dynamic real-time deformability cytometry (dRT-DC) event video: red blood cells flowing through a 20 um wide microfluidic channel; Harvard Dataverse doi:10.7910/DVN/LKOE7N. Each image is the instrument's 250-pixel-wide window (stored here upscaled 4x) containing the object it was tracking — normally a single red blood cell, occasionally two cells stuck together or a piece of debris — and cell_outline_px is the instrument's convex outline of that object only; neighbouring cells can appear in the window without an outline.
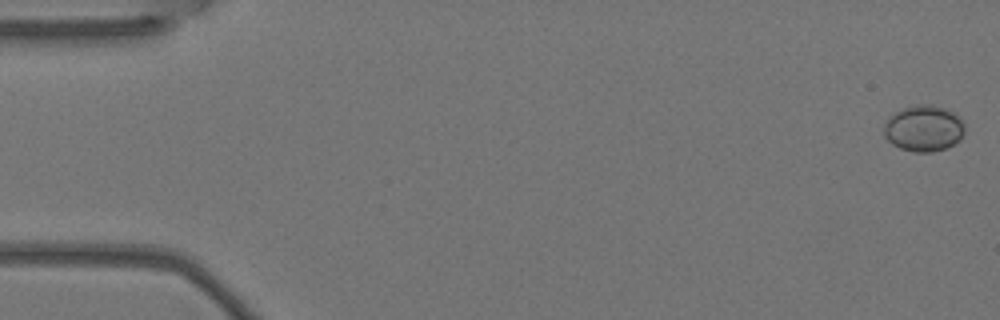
{"species": "Egyptian fruit bat (a non-hibernating species)", "species_latin": "Rousettus aegyptiacus", "temperature_condition": "warm", "stored_images_in_passage": 5, "camera_frame_rate_fps": 3000, "um_per_image_px": 0.085, "animal": {"sex": "female"}, "frame": {"image": 1, "passage_image": 1, "time_ms": 0.0, "image_size_px": [1000, 320], "cell_outline_px": [[964, 132], [960, 140], [944, 148], [932, 152], [912, 152], [900, 148], [892, 144], [884, 136], [884, 124], [888, 116], [900, 108], [916, 104], [932, 104], [956, 112], [960, 116], [964, 124]], "centroid_in_image_um": [78.5, 10.88], "position_along_channel_um": 6.5, "area_um2": 22.14}}
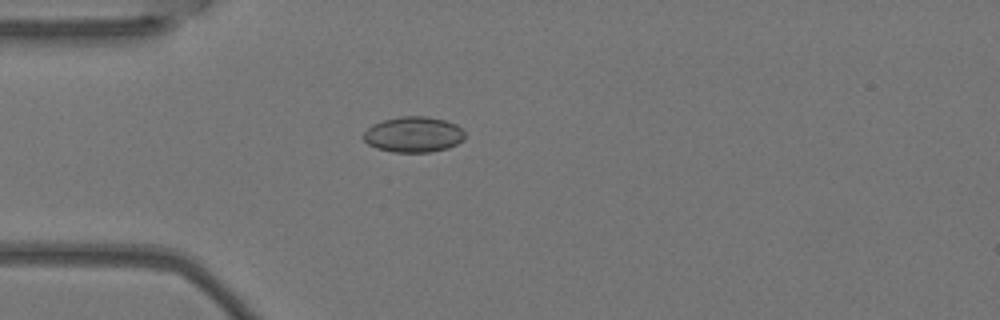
{"frame": {"image": 2, "passage_image": 5, "time_ms": 1.333, "image_size_px": [1000, 320], "cell_outline_px": [[464, 140], [448, 148], [432, 152], [392, 152], [376, 148], [368, 144], [360, 136], [372, 124], [384, 120], [400, 116], [424, 116], [444, 120], [456, 124], [464, 132]], "centroid_in_image_um": [35.12, 11.44], "position_along_channel_um": 49.9, "area_um2": 21.15}}